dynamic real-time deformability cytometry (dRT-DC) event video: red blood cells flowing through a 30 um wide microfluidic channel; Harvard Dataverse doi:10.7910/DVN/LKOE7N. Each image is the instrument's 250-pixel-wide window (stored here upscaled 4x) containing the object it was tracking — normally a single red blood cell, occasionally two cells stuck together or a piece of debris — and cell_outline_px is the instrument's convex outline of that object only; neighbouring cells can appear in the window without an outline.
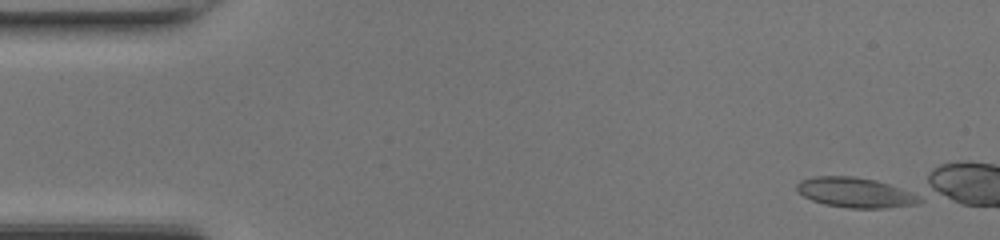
{"species": "common noctule bat (a hibernating species)", "species_latin": "Nyctalus noctula", "temperature_condition": "room temperature", "stored_images_in_passage": 4, "camera_frame_rate_fps": 3000, "um_per_image_px": 0.085, "animal": {"sex": "female", "body_mass_g": 17.0, "forearm_length_mm": 48.0}, "frame": {"image": 1, "passage_image": 1, "time_ms": 0.0, "image_size_px": [1000, 240], "cell_outline_px": [[924, 200], [920, 204], [884, 208], [848, 208], [824, 204], [812, 200], [796, 192], [796, 184], [800, 180], [816, 176], [852, 176], [876, 180], [924, 196]], "centroid_in_image_um": [72.74, 16.37], "position_along_channel_um": 12.3, "area_um2": 21.73}}